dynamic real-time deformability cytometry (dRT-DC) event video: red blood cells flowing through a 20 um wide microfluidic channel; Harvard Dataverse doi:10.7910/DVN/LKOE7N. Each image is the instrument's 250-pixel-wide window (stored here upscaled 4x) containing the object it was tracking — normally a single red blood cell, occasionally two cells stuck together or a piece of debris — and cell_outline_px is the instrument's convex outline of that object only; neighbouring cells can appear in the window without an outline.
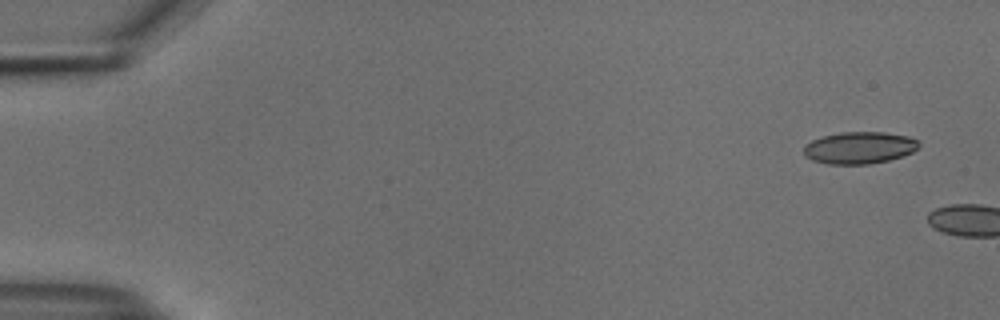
{"species": "common noctule bat (a hibernating species)", "species_latin": "Nyctalus noctula", "temperature_condition": "cold", "stored_images_in_passage": 4, "camera_frame_rate_fps": 3000, "um_per_image_px": 0.085, "animal": {"sex": "male", "body_mass_g": 18.8}, "frame": {"image": 1, "passage_image": 1, "time_ms": 0.0, "image_size_px": [1000, 320], "cell_outline_px": [[920, 144], [912, 152], [904, 156], [888, 160], [868, 164], [828, 164], [812, 160], [804, 156], [804, 144], [812, 140], [824, 136], [840, 132], [884, 132], [908, 136], [920, 140]], "centroid_in_image_um": [73.05, 12.55], "position_along_channel_um": 12.0, "area_um2": 21.56}}